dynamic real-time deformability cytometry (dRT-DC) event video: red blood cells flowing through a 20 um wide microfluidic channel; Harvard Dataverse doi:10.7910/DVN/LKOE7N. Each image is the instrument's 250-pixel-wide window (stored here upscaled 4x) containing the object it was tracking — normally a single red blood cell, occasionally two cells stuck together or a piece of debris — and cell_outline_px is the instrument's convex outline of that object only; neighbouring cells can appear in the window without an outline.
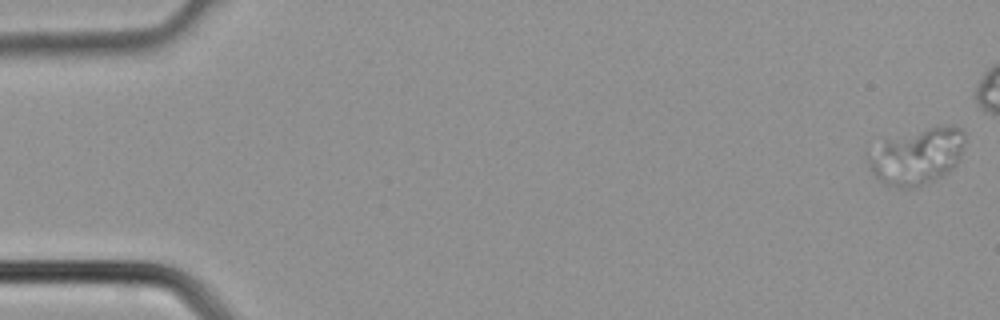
{"species": "common noctule bat (a hibernating species)", "species_latin": "Nyctalus noctula", "temperature_condition": "cold", "stored_images_in_passage": 5, "camera_frame_rate_fps": 3000, "um_per_image_px": 0.085, "animal": {"sex": "male", "body_mass_g": 21.5, "forearm_length_mm": 52.0}, "frame": {"image": 1, "passage_image": 1, "time_ms": 0.0, "image_size_px": [1000, 320], "cell_outline_px": [[964, 144], [960, 156], [956, 164], [948, 172], [924, 184], [912, 188], [896, 188], [884, 184], [868, 168], [868, 156], [888, 140], [936, 124], [956, 124], [964, 128]], "centroid_in_image_um": [78.02, 13.26], "position_along_channel_um": 7.0, "area_um2": 31.5}}